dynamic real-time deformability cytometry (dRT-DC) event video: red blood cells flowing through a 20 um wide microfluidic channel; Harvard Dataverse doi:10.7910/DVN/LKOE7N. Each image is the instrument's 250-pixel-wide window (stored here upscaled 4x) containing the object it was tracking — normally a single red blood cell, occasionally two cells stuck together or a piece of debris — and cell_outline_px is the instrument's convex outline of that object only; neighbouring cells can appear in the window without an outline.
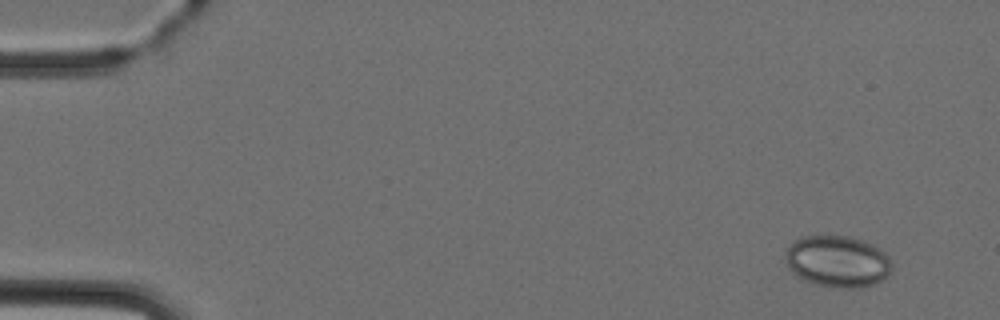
{"species": "Egyptian fruit bat (a non-hibernating species)", "species_latin": "Rousettus aegyptiacus", "temperature_condition": "cold", "stored_images_in_passage": 5, "camera_frame_rate_fps": 3000, "um_per_image_px": 0.085, "animal": {"sex": "female"}, "frame": {"image": 1, "passage_image": 1, "time_ms": 0.0, "image_size_px": [1000, 320], "cell_outline_px": [[892, 268], [888, 276], [884, 280], [872, 284], [856, 288], [840, 288], [816, 284], [804, 280], [788, 268], [784, 256], [792, 240], [800, 236], [852, 236], [864, 240], [880, 248], [888, 256], [892, 264]], "centroid_in_image_um": [71.2, 22.2], "position_along_channel_um": 13.8, "area_um2": 32.31}}